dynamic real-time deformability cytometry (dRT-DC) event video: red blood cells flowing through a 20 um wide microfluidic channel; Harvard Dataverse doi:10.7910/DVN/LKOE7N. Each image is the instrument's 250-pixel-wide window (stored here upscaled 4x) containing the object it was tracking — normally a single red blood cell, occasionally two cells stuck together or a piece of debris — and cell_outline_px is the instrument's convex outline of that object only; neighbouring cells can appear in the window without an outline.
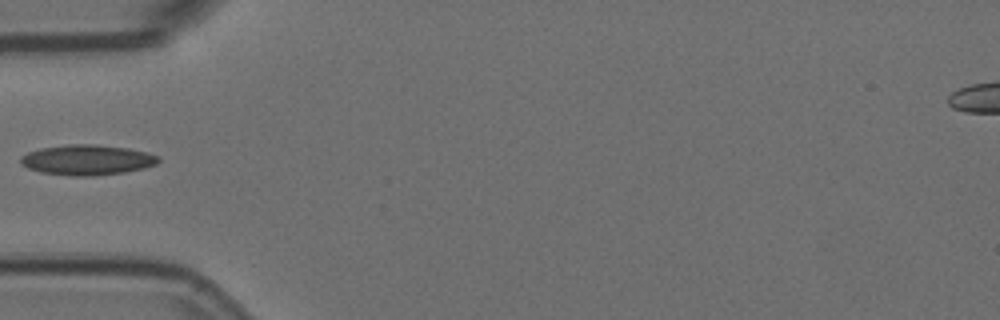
{"species": "Egyptian fruit bat (a non-hibernating species)", "species_latin": "Rousettus aegyptiacus", "temperature_condition": "room temperature", "stored_images_in_passage": 4, "camera_frame_rate_fps": 3000, "um_per_image_px": 0.085, "animal": {"sex": "female"}, "frame": {"image": 1, "passage_image": 3, "time_ms": 0.667, "image_size_px": [1000, 320], "cell_outline_px": [[160, 160], [156, 164], [144, 168], [124, 172], [92, 176], [72, 176], [40, 172], [28, 168], [20, 164], [20, 156], [28, 152], [40, 148], [68, 144], [92, 144], [128, 148], [148, 152], [160, 156]], "centroid_in_image_um": [7.4, 13.59], "position_along_channel_um": 77.6, "area_um2": 24.45}}
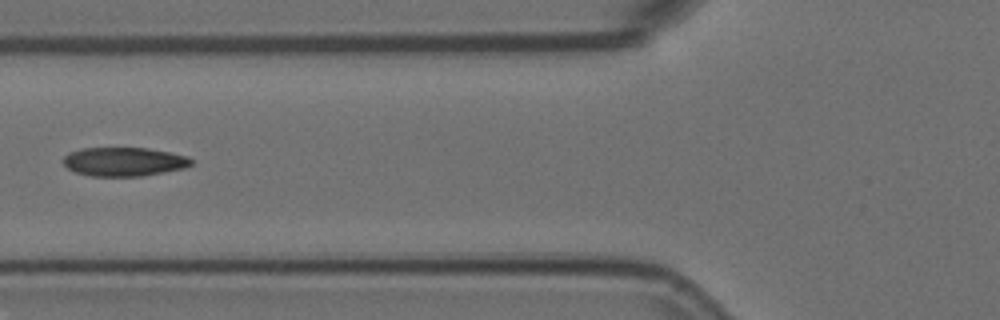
{"frame": {"image": 2, "passage_image": 4, "time_ms": 1.0, "image_size_px": [1000, 320], "cell_outline_px": [[192, 164], [184, 168], [140, 176], [92, 176], [76, 172], [68, 168], [64, 164], [64, 156], [68, 152], [84, 148], [148, 148], [188, 156], [192, 160]], "centroid_in_image_um": [10.53, 13.74], "position_along_channel_um": 115.3, "area_um2": 21.33}}